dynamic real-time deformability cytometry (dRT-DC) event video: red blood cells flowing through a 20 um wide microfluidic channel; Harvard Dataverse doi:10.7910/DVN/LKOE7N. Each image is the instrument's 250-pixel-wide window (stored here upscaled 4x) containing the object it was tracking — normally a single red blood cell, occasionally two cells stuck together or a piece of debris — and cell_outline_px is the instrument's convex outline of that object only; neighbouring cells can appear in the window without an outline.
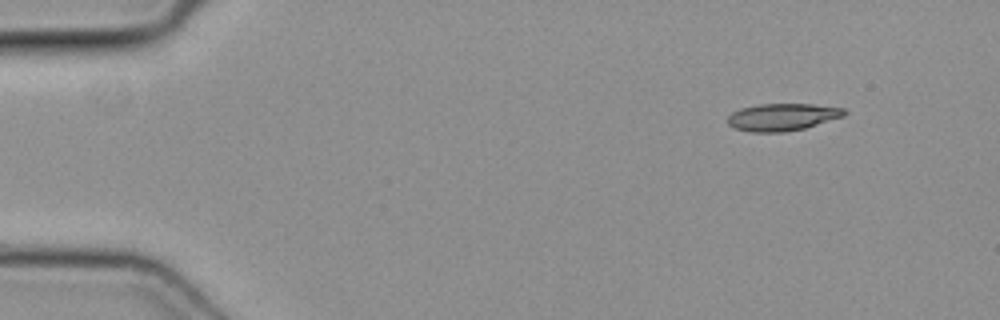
{"species": "common noctule bat (a hibernating species)", "species_latin": "Nyctalus noctula", "temperature_condition": "cold", "stored_images_in_passage": 14, "camera_frame_rate_fps": 3000, "um_per_image_px": 0.085, "animal": {"sex": "female", "body_mass_g": 19.3, "forearm_length_mm": 54.1}, "frame": {"image": 1, "passage_image": 1, "time_ms": 0.0, "image_size_px": [1000, 320], "cell_outline_px": [[848, 112], [844, 116], [804, 128], [784, 132], [752, 132], [736, 128], [728, 124], [728, 116], [732, 112], [740, 108], [760, 104], [812, 104], [844, 108]], "centroid_in_image_um": [66.51, 9.94], "position_along_channel_um": 18.5, "area_um2": 18.44}}